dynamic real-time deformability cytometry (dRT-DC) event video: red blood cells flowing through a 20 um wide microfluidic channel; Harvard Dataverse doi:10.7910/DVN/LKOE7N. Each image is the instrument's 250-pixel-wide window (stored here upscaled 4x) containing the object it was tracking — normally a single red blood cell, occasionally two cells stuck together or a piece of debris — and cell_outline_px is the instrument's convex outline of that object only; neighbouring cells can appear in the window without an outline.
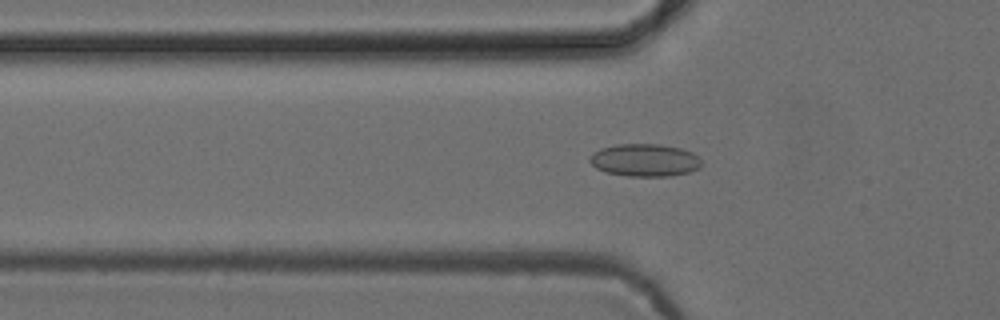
{"species": "common noctule bat (a hibernating species)", "species_latin": "Nyctalus noctula", "temperature_condition": "cold", "stored_images_in_passage": 53, "camera_frame_rate_fps": 3000, "um_per_image_px": 0.085, "animal": {"sex": "female", "body_mass_g": 24.6, "forearm_length_mm": 56.2}, "frame": {"image": 1, "passage_image": 18, "time_ms": 5.667, "image_size_px": [1000, 320], "cell_outline_px": [[700, 168], [688, 172], [668, 176], [628, 176], [604, 172], [596, 168], [588, 160], [592, 152], [600, 148], [616, 144], [660, 144], [680, 148], [692, 152], [700, 160]], "centroid_in_image_um": [54.75, 13.61], "position_along_channel_um": 71.0, "area_um2": 21.27}}
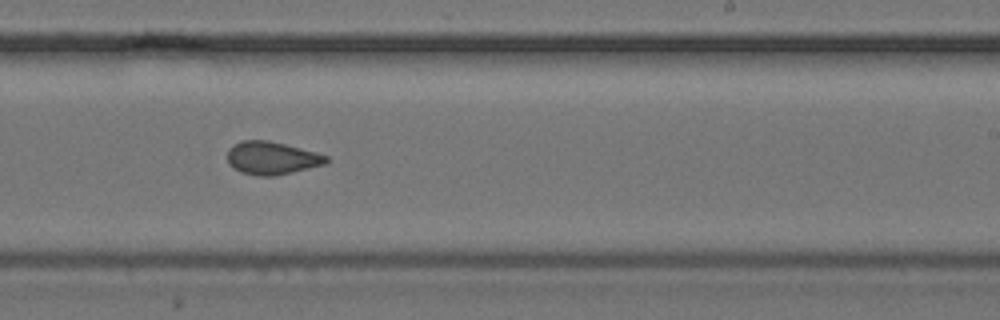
{"frame": {"image": 2, "passage_image": 33, "time_ms": 10.667, "image_size_px": [1000, 320], "cell_outline_px": [[328, 160], [324, 164], [276, 176], [260, 176], [240, 172], [232, 168], [228, 164], [228, 148], [232, 144], [240, 140], [268, 140], [316, 152], [328, 156]], "centroid_in_image_um": [23.05, 13.43], "position_along_channel_um": 266.0, "area_um2": 19.02}}
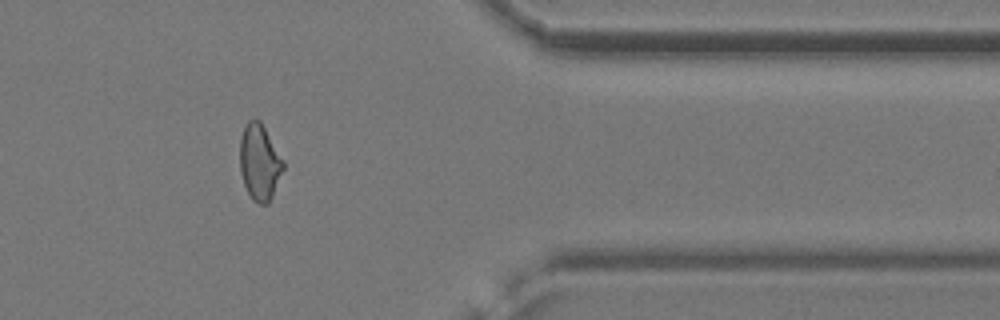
{"frame": {"image": 3, "passage_image": 44, "time_ms": 14.333, "image_size_px": [1000, 320], "cell_outline_px": [[284, 168], [272, 196], [268, 204], [260, 204], [252, 200], [244, 184], [240, 172], [240, 140], [244, 128], [248, 120], [260, 120], [284, 160]], "centroid_in_image_um": [22.07, 13.8], "position_along_channel_um": 389.3, "area_um2": 19.13}, "authors_computed_cell_mechanics": {"area_um2": 19.074, "velocity_mm_per_s": 3.8988, "shape_relaxation_time_tau1_ms": 5.5144, "shape_relaxation_time_tau2_ms": 1.9097, "deformation_change_tau1": 0.0927, "deformation_change_tau2": 0.0635}}